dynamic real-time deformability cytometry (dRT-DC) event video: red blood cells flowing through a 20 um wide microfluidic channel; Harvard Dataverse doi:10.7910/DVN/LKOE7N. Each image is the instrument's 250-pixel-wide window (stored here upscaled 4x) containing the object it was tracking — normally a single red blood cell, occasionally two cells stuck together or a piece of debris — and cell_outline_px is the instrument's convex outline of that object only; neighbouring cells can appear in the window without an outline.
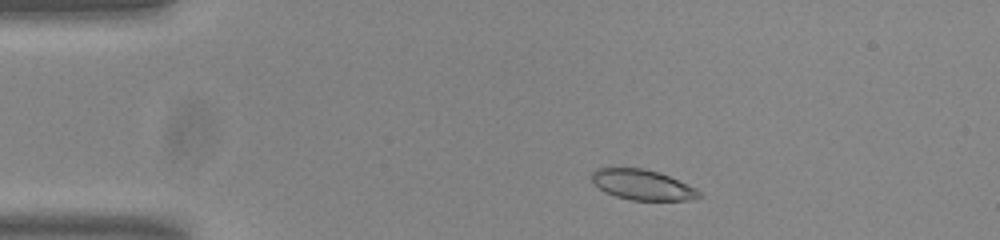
{"species": "common noctule bat (a hibernating species)", "species_latin": "Nyctalus noctula", "temperature_condition": "room temperature", "stored_images_in_passage": 49, "camera_frame_rate_fps": 3000, "um_per_image_px": 0.085, "animal": {"sex": "male", "body_mass_g": 20.0, "forearm_length_mm": 53.3}, "frame": {"image": 1, "passage_image": 5, "time_ms": 1.333, "image_size_px": [1000, 240], "cell_outline_px": [[704, 196], [688, 200], [632, 200], [616, 196], [604, 192], [592, 180], [592, 172], [596, 168], [644, 168], [660, 172], [688, 184], [696, 188]], "centroid_in_image_um": [54.64, 15.7], "position_along_channel_um": 30.4, "area_um2": 18.96}}
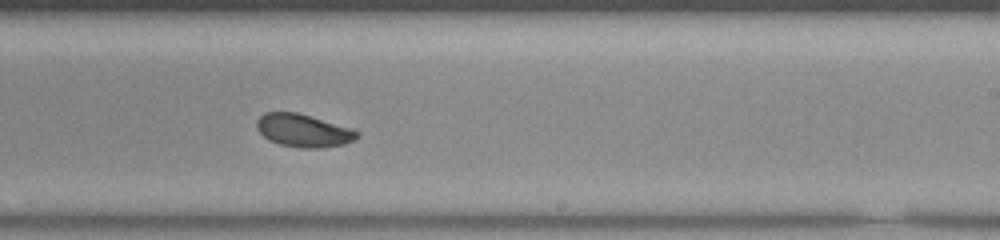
{"frame": {"image": 2, "passage_image": 28, "time_ms": 9.0, "image_size_px": [1000, 240], "cell_outline_px": [[360, 136], [344, 144], [320, 148], [300, 148], [280, 144], [268, 140], [256, 128], [256, 120], [264, 112], [296, 112], [352, 128], [360, 132]], "centroid_in_image_um": [25.78, 11.09], "position_along_channel_um": 263.2, "area_um2": 19.25}}
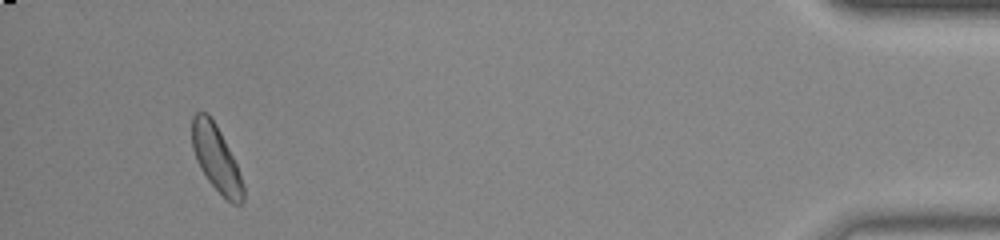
{"frame": {"image": 3, "passage_image": 46, "time_ms": 15.0, "image_size_px": [1000, 240], "cell_outline_px": [[244, 200], [240, 204], [232, 204], [208, 180], [200, 168], [196, 160], [192, 148], [192, 116], [196, 112], [208, 112], [216, 124], [236, 164], [244, 188]], "centroid_in_image_um": [18.35, 13.44], "position_along_channel_um": 416.8, "area_um2": 19.36}, "authors_computed_cell_mechanics": {"area_um2": 19.652, "velocity_mm_per_s": 3.7465, "shape_relaxation_time_tau1_ms": 3.1568, "shape_relaxation_time_tau2_ms": 2.0324, "deformation_change_tau1": 0.1064, "deformation_change_tau2": 0.0538}}